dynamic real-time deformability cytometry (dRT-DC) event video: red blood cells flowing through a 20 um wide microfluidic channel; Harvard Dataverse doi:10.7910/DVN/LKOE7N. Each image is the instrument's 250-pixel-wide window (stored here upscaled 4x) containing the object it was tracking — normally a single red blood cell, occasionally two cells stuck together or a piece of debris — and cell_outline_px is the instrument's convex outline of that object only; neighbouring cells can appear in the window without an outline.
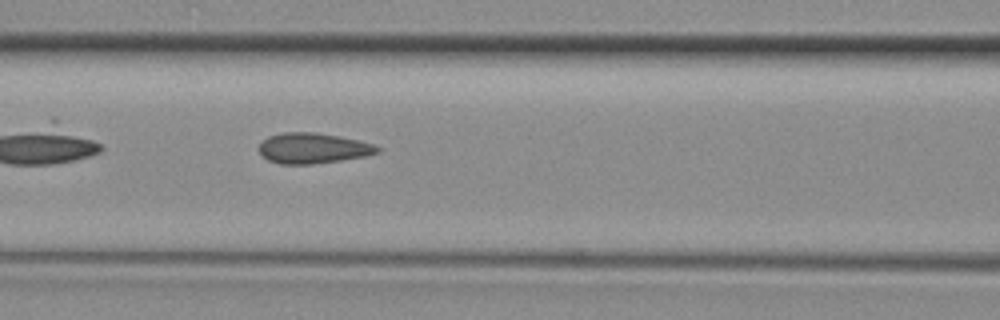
{"species": "common noctule bat (a hibernating species)", "species_latin": "Nyctalus noctula", "temperature_condition": "room temperature", "stored_images_in_passage": 10, "camera_frame_rate_fps": 3000, "um_per_image_px": 0.085, "animal": {"sex": "female", "body_mass_g": 29.2, "forearm_length_mm": 56.3}, "frame": {"image": 1, "passage_image": 5, "time_ms": 1.333, "image_size_px": [1000, 320], "cell_outline_px": [[380, 152], [364, 156], [340, 160], [312, 164], [280, 164], [268, 160], [260, 152], [260, 144], [268, 136], [284, 132], [312, 132], [340, 136], [372, 144], [380, 148]], "centroid_in_image_um": [26.59, 12.59], "position_along_channel_um": 140.0, "area_um2": 20.75}}